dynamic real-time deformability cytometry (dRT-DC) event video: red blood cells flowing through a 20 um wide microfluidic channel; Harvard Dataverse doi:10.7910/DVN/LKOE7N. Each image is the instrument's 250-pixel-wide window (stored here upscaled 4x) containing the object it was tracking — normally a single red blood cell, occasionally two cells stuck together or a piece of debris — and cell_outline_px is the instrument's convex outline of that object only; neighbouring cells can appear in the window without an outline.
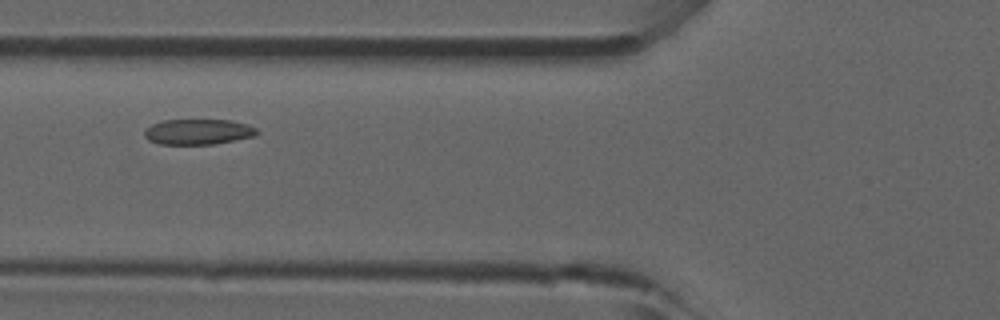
{"species": "common noctule bat (a hibernating species)", "species_latin": "Nyctalus noctula", "temperature_condition": "room temperature", "stored_images_in_passage": 41, "camera_frame_rate_fps": 3000, "um_per_image_px": 0.085, "animal": {"sex": "male", "forearm_length_mm": 52.5}, "frame": {"image": 1, "passage_image": 12, "time_ms": 3.667, "image_size_px": [1000, 320], "cell_outline_px": [[260, 132], [256, 136], [236, 140], [212, 144], [160, 144], [148, 140], [144, 136], [144, 132], [152, 124], [160, 120], [228, 120], [248, 124], [256, 128]], "centroid_in_image_um": [16.86, 11.2], "position_along_channel_um": 108.9, "area_um2": 16.76}}